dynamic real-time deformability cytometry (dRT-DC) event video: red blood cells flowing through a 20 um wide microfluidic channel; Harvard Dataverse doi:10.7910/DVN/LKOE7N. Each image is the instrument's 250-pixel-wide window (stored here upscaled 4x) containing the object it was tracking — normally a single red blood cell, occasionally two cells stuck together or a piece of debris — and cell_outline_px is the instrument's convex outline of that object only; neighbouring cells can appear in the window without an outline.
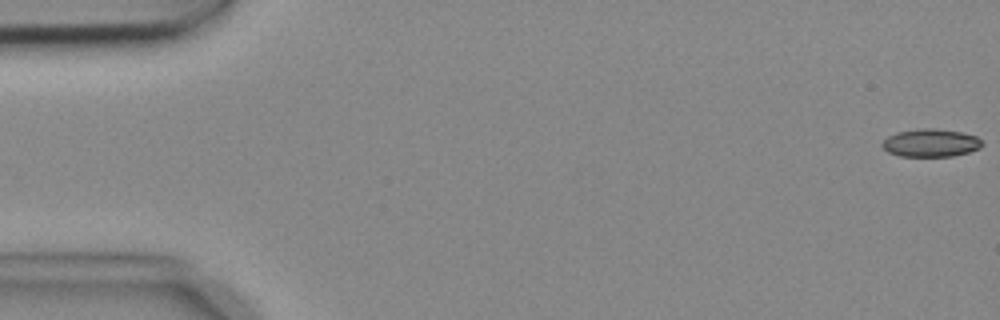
{"species": "common noctule bat (a hibernating species)", "species_latin": "Nyctalus noctula", "temperature_condition": "cold", "stored_images_in_passage": 5, "camera_frame_rate_fps": 3000, "um_per_image_px": 0.085, "animal": {"sex": "female", "body_mass_g": 18.4}, "frame": {"image": 1, "passage_image": 1, "time_ms": 0.0, "image_size_px": [1000, 320], "cell_outline_px": [[984, 144], [980, 148], [968, 152], [952, 156], [900, 156], [888, 152], [880, 144], [888, 136], [896, 132], [920, 128], [932, 128], [960, 132], [976, 136]], "centroid_in_image_um": [79.1, 12.14], "position_along_channel_um": 5.9, "area_um2": 16.18}}
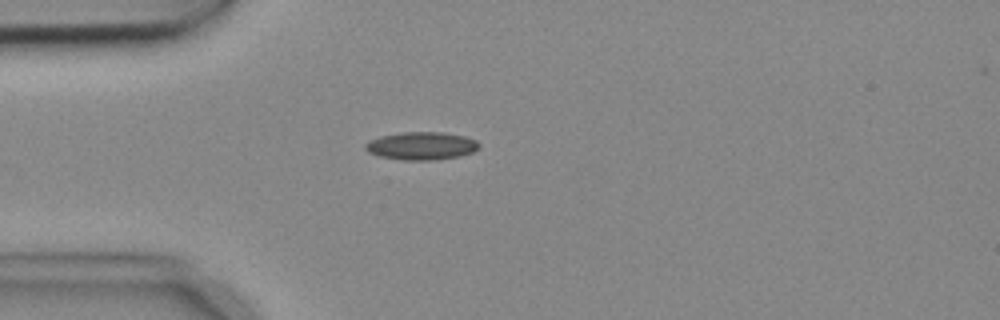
{"frame": {"image": 2, "passage_image": 4, "time_ms": 1.0, "image_size_px": [1000, 320], "cell_outline_px": [[480, 148], [472, 152], [460, 156], [432, 160], [404, 160], [380, 156], [368, 152], [364, 148], [364, 144], [368, 140], [380, 136], [404, 132], [444, 132], [464, 136], [476, 140], [480, 144]], "centroid_in_image_um": [35.82, 12.39], "position_along_channel_um": 49.2, "area_um2": 18.55}}